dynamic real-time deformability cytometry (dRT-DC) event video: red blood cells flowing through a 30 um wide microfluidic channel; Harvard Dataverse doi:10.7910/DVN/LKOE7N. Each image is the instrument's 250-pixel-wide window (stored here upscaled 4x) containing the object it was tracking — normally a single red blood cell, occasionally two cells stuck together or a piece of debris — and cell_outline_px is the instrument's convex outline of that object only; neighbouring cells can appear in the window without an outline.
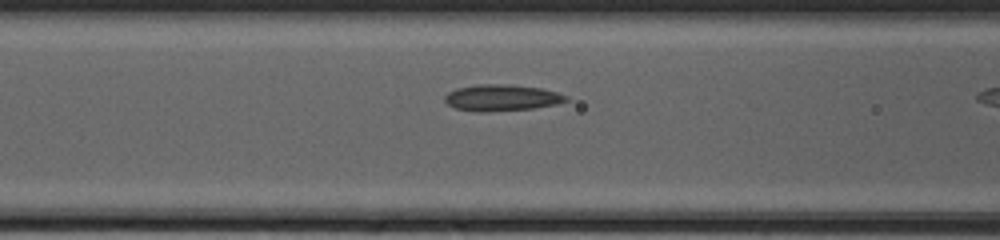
{"species": "common noctule bat (a hibernating species)", "species_latin": "Nyctalus noctula", "temperature_condition": "cold", "stored_images_in_passage": 8, "camera_frame_rate_fps": 3000, "um_per_image_px": 0.085, "animal": {"sex": "female", "body_mass_g": 20.0, "forearm_length_mm": 54.0}, "frame": {"image": 1, "passage_image": 7, "time_ms": 2.0, "image_size_px": [1000, 240], "cell_outline_px": [[568, 100], [556, 104], [532, 108], [484, 112], [476, 112], [456, 108], [448, 104], [444, 100], [444, 96], [448, 92], [456, 88], [480, 84], [500, 84], [540, 88], [556, 92], [568, 96]], "centroid_in_image_um": [42.61, 8.31], "position_along_channel_um": 124.0, "area_um2": 18.44}}